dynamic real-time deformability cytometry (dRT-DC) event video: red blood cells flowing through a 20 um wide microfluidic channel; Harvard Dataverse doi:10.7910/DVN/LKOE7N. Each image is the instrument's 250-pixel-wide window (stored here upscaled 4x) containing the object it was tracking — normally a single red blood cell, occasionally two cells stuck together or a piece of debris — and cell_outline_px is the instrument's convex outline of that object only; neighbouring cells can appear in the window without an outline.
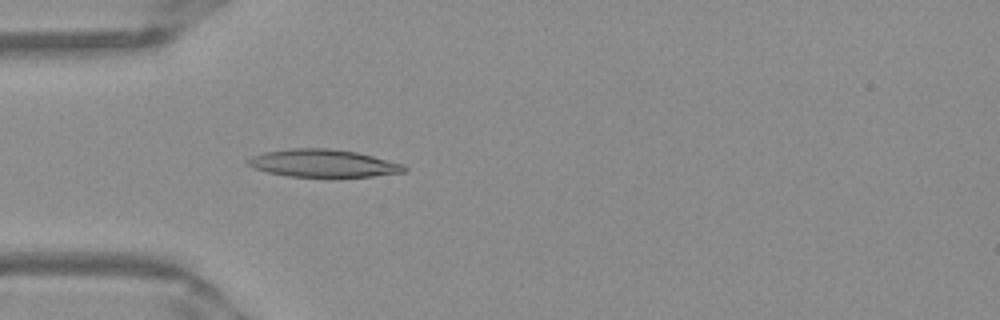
{"species": "Egyptian fruit bat (a non-hibernating species)", "species_latin": "Rousettus aegyptiacus", "temperature_condition": "warm", "stored_images_in_passage": 50, "camera_frame_rate_fps": 3000, "um_per_image_px": 0.085, "frame": {"image": 1, "passage_image": 14, "time_ms": 4.333, "image_size_px": [1000, 320], "cell_outline_px": [[408, 168], [404, 172], [372, 176], [288, 176], [268, 172], [252, 168], [244, 164], [244, 160], [252, 156], [264, 152], [292, 148], [332, 148], [356, 152], [404, 164]], "centroid_in_image_um": [27.41, 13.86], "position_along_channel_um": 57.6, "area_um2": 25.14}}
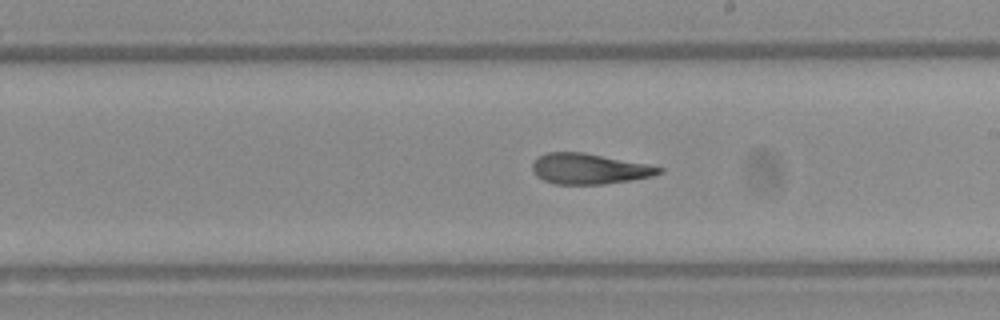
{"frame": {"image": 2, "passage_image": 28, "time_ms": 9.0, "image_size_px": [1000, 320], "cell_outline_px": [[664, 172], [652, 176], [604, 184], [552, 184], [536, 176], [532, 168], [532, 164], [540, 156], [548, 152], [584, 152], [648, 164], [664, 168]], "centroid_in_image_um": [50.09, 14.35], "position_along_channel_um": 238.9, "area_um2": 22.48}}
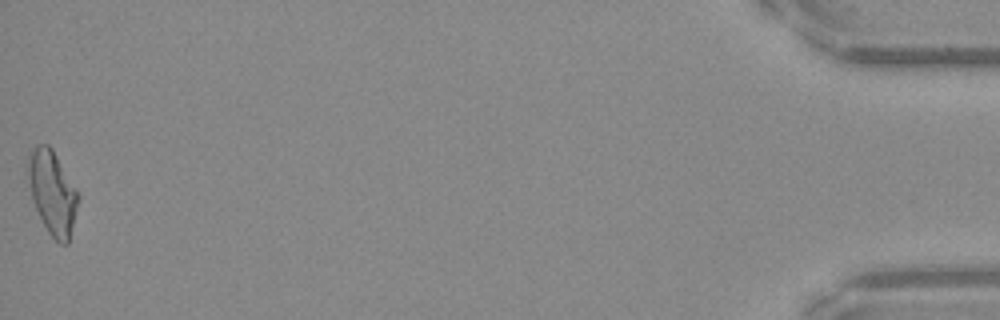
{"frame": {"image": 3, "passage_image": 50, "time_ms": 16.333, "image_size_px": [1000, 320], "cell_outline_px": [[80, 196], [68, 244], [60, 244], [48, 232], [32, 200], [24, 168], [28, 156], [36, 144], [48, 144], [52, 148], [80, 192]], "centroid_in_image_um": [4.44, 16.3], "position_along_channel_um": 430.8, "area_um2": 24.97}, "authors_computed_cell_mechanics": {"area_um2": 23.3223, "velocity_mm_per_s": 3.9575, "shape_relaxation_time_tau1_ms": null, "shape_relaxation_time_tau2_ms": 2.9735, "deformation_change_tau1": null, "deformation_change_tau2": 0.127}}